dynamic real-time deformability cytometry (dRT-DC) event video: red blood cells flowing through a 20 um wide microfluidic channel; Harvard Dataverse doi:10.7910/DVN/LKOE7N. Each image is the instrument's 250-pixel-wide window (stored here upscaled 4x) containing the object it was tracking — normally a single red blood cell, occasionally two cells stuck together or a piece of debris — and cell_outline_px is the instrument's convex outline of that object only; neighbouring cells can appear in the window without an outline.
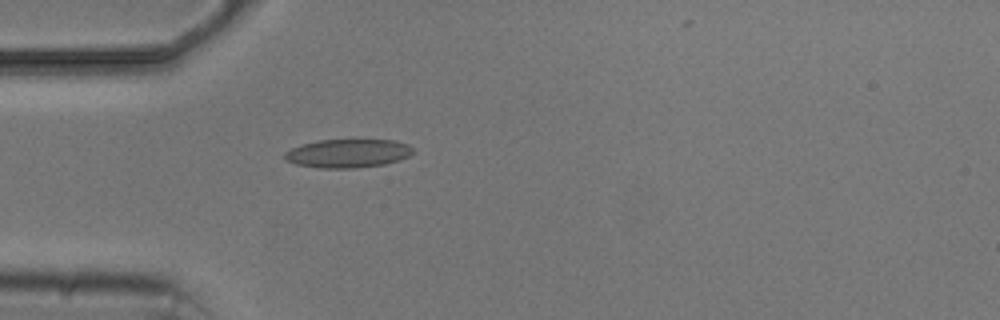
{"species": "common noctule bat (a hibernating species)", "species_latin": "Nyctalus noctula", "temperature_condition": "cold", "stored_images_in_passage": 4, "camera_frame_rate_fps": 3000, "um_per_image_px": 0.085, "animal": {"sex": "male", "body_mass_g": 20.5, "forearm_length_mm": 52.5}, "frame": {"image": 1, "passage_image": 4, "time_ms": 3.333, "image_size_px": [1000, 320], "cell_outline_px": [[412, 152], [408, 156], [400, 160], [384, 164], [356, 168], [320, 168], [296, 164], [284, 160], [284, 152], [300, 144], [316, 140], [396, 140], [408, 144], [412, 148]], "centroid_in_image_um": [29.53, 13.03], "position_along_channel_um": 55.5, "area_um2": 21.44}}